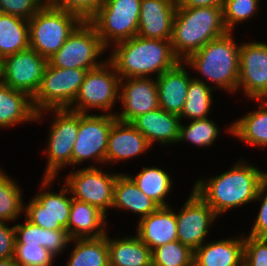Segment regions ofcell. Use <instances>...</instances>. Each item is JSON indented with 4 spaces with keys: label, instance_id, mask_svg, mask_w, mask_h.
Here are the masks:
<instances>
[{
    "label": "cell",
    "instance_id": "cell-1",
    "mask_svg": "<svg viewBox=\"0 0 267 266\" xmlns=\"http://www.w3.org/2000/svg\"><path fill=\"white\" fill-rule=\"evenodd\" d=\"M232 166L218 176L207 180L200 178L194 184L195 192L218 217L232 208L255 201L260 187L267 181V171L241 159Z\"/></svg>",
    "mask_w": 267,
    "mask_h": 266
},
{
    "label": "cell",
    "instance_id": "cell-2",
    "mask_svg": "<svg viewBox=\"0 0 267 266\" xmlns=\"http://www.w3.org/2000/svg\"><path fill=\"white\" fill-rule=\"evenodd\" d=\"M112 46L114 49L108 59L121 79L152 77L150 75L153 73L157 78L180 62L174 54L170 40L135 36Z\"/></svg>",
    "mask_w": 267,
    "mask_h": 266
},
{
    "label": "cell",
    "instance_id": "cell-3",
    "mask_svg": "<svg viewBox=\"0 0 267 266\" xmlns=\"http://www.w3.org/2000/svg\"><path fill=\"white\" fill-rule=\"evenodd\" d=\"M227 32L223 7H177L170 42L174 54L184 61L206 43Z\"/></svg>",
    "mask_w": 267,
    "mask_h": 266
},
{
    "label": "cell",
    "instance_id": "cell-4",
    "mask_svg": "<svg viewBox=\"0 0 267 266\" xmlns=\"http://www.w3.org/2000/svg\"><path fill=\"white\" fill-rule=\"evenodd\" d=\"M232 35L228 31L209 41L183 61L190 69L198 71L202 77L215 84V90L219 88L230 93L237 91L240 51V45L236 44Z\"/></svg>",
    "mask_w": 267,
    "mask_h": 266
},
{
    "label": "cell",
    "instance_id": "cell-5",
    "mask_svg": "<svg viewBox=\"0 0 267 266\" xmlns=\"http://www.w3.org/2000/svg\"><path fill=\"white\" fill-rule=\"evenodd\" d=\"M84 20L70 11L45 5L29 21V47L47 60Z\"/></svg>",
    "mask_w": 267,
    "mask_h": 266
},
{
    "label": "cell",
    "instance_id": "cell-6",
    "mask_svg": "<svg viewBox=\"0 0 267 266\" xmlns=\"http://www.w3.org/2000/svg\"><path fill=\"white\" fill-rule=\"evenodd\" d=\"M141 1L105 0L88 20L107 49L112 43L137 36Z\"/></svg>",
    "mask_w": 267,
    "mask_h": 266
},
{
    "label": "cell",
    "instance_id": "cell-7",
    "mask_svg": "<svg viewBox=\"0 0 267 266\" xmlns=\"http://www.w3.org/2000/svg\"><path fill=\"white\" fill-rule=\"evenodd\" d=\"M48 111L55 114L50 125L49 141L44 150L47 154V165L44 177H58V173L66 165L72 166V152L79 131V112L65 109H48L37 113L36 120L41 123ZM44 113V114H43ZM40 120V121H39Z\"/></svg>",
    "mask_w": 267,
    "mask_h": 266
},
{
    "label": "cell",
    "instance_id": "cell-8",
    "mask_svg": "<svg viewBox=\"0 0 267 266\" xmlns=\"http://www.w3.org/2000/svg\"><path fill=\"white\" fill-rule=\"evenodd\" d=\"M88 70L58 68L47 64L38 91L32 98L37 113L70 108L77 98Z\"/></svg>",
    "mask_w": 267,
    "mask_h": 266
},
{
    "label": "cell",
    "instance_id": "cell-9",
    "mask_svg": "<svg viewBox=\"0 0 267 266\" xmlns=\"http://www.w3.org/2000/svg\"><path fill=\"white\" fill-rule=\"evenodd\" d=\"M120 80L115 66L105 60L100 66L87 71L77 98L69 108L79 113L90 109L110 111L119 100Z\"/></svg>",
    "mask_w": 267,
    "mask_h": 266
},
{
    "label": "cell",
    "instance_id": "cell-10",
    "mask_svg": "<svg viewBox=\"0 0 267 266\" xmlns=\"http://www.w3.org/2000/svg\"><path fill=\"white\" fill-rule=\"evenodd\" d=\"M96 28L83 21L67 38L63 46L48 59L51 66L90 70L100 66L99 56L106 52Z\"/></svg>",
    "mask_w": 267,
    "mask_h": 266
},
{
    "label": "cell",
    "instance_id": "cell-11",
    "mask_svg": "<svg viewBox=\"0 0 267 266\" xmlns=\"http://www.w3.org/2000/svg\"><path fill=\"white\" fill-rule=\"evenodd\" d=\"M56 177H44L41 190L31 198L25 206L23 214L32 224L50 230H67L72 196L68 186L64 183L60 192L45 191Z\"/></svg>",
    "mask_w": 267,
    "mask_h": 266
},
{
    "label": "cell",
    "instance_id": "cell-12",
    "mask_svg": "<svg viewBox=\"0 0 267 266\" xmlns=\"http://www.w3.org/2000/svg\"><path fill=\"white\" fill-rule=\"evenodd\" d=\"M116 114L79 113V131L72 152V166L85 160L105 163L108 148V136L117 120Z\"/></svg>",
    "mask_w": 267,
    "mask_h": 266
},
{
    "label": "cell",
    "instance_id": "cell-13",
    "mask_svg": "<svg viewBox=\"0 0 267 266\" xmlns=\"http://www.w3.org/2000/svg\"><path fill=\"white\" fill-rule=\"evenodd\" d=\"M96 166L72 170L66 176V185L73 198L97 207L105 215L112 208L114 185L120 173H105Z\"/></svg>",
    "mask_w": 267,
    "mask_h": 266
},
{
    "label": "cell",
    "instance_id": "cell-14",
    "mask_svg": "<svg viewBox=\"0 0 267 266\" xmlns=\"http://www.w3.org/2000/svg\"><path fill=\"white\" fill-rule=\"evenodd\" d=\"M48 60L30 47L2 59V82L31 98L39 89Z\"/></svg>",
    "mask_w": 267,
    "mask_h": 266
},
{
    "label": "cell",
    "instance_id": "cell-15",
    "mask_svg": "<svg viewBox=\"0 0 267 266\" xmlns=\"http://www.w3.org/2000/svg\"><path fill=\"white\" fill-rule=\"evenodd\" d=\"M192 190L182 209L176 213V222L178 240L195 251L206 242L208 229L218 216L213 208Z\"/></svg>",
    "mask_w": 267,
    "mask_h": 266
},
{
    "label": "cell",
    "instance_id": "cell-16",
    "mask_svg": "<svg viewBox=\"0 0 267 266\" xmlns=\"http://www.w3.org/2000/svg\"><path fill=\"white\" fill-rule=\"evenodd\" d=\"M242 87V88H241ZM267 88V43L240 44L237 91L256 100Z\"/></svg>",
    "mask_w": 267,
    "mask_h": 266
},
{
    "label": "cell",
    "instance_id": "cell-17",
    "mask_svg": "<svg viewBox=\"0 0 267 266\" xmlns=\"http://www.w3.org/2000/svg\"><path fill=\"white\" fill-rule=\"evenodd\" d=\"M153 79L133 77L120 80L119 101L123 110L116 114L117 120L131 122L137 116L159 108L156 79Z\"/></svg>",
    "mask_w": 267,
    "mask_h": 266
},
{
    "label": "cell",
    "instance_id": "cell-18",
    "mask_svg": "<svg viewBox=\"0 0 267 266\" xmlns=\"http://www.w3.org/2000/svg\"><path fill=\"white\" fill-rule=\"evenodd\" d=\"M177 0H142L137 36L170 40Z\"/></svg>",
    "mask_w": 267,
    "mask_h": 266
},
{
    "label": "cell",
    "instance_id": "cell-19",
    "mask_svg": "<svg viewBox=\"0 0 267 266\" xmlns=\"http://www.w3.org/2000/svg\"><path fill=\"white\" fill-rule=\"evenodd\" d=\"M150 148L147 138L130 122L116 120L109 132L105 163L129 160Z\"/></svg>",
    "mask_w": 267,
    "mask_h": 266
},
{
    "label": "cell",
    "instance_id": "cell-20",
    "mask_svg": "<svg viewBox=\"0 0 267 266\" xmlns=\"http://www.w3.org/2000/svg\"><path fill=\"white\" fill-rule=\"evenodd\" d=\"M137 128L152 146L157 143L174 144L178 142L181 119L177 114L169 113L160 107L141 114L130 122Z\"/></svg>",
    "mask_w": 267,
    "mask_h": 266
},
{
    "label": "cell",
    "instance_id": "cell-21",
    "mask_svg": "<svg viewBox=\"0 0 267 266\" xmlns=\"http://www.w3.org/2000/svg\"><path fill=\"white\" fill-rule=\"evenodd\" d=\"M136 233L151 250L177 241L176 212L169 205L160 206L155 212L139 219Z\"/></svg>",
    "mask_w": 267,
    "mask_h": 266
},
{
    "label": "cell",
    "instance_id": "cell-22",
    "mask_svg": "<svg viewBox=\"0 0 267 266\" xmlns=\"http://www.w3.org/2000/svg\"><path fill=\"white\" fill-rule=\"evenodd\" d=\"M193 266H244V235L202 244L194 251Z\"/></svg>",
    "mask_w": 267,
    "mask_h": 266
},
{
    "label": "cell",
    "instance_id": "cell-23",
    "mask_svg": "<svg viewBox=\"0 0 267 266\" xmlns=\"http://www.w3.org/2000/svg\"><path fill=\"white\" fill-rule=\"evenodd\" d=\"M180 61L175 67L164 71L156 78L159 107L165 111L180 115L186 102L190 74Z\"/></svg>",
    "mask_w": 267,
    "mask_h": 266
},
{
    "label": "cell",
    "instance_id": "cell-24",
    "mask_svg": "<svg viewBox=\"0 0 267 266\" xmlns=\"http://www.w3.org/2000/svg\"><path fill=\"white\" fill-rule=\"evenodd\" d=\"M106 217L97 207L72 197L67 233L71 239L103 237L108 232Z\"/></svg>",
    "mask_w": 267,
    "mask_h": 266
},
{
    "label": "cell",
    "instance_id": "cell-25",
    "mask_svg": "<svg viewBox=\"0 0 267 266\" xmlns=\"http://www.w3.org/2000/svg\"><path fill=\"white\" fill-rule=\"evenodd\" d=\"M36 116L37 112L29 95L0 83V128L35 121Z\"/></svg>",
    "mask_w": 267,
    "mask_h": 266
},
{
    "label": "cell",
    "instance_id": "cell-26",
    "mask_svg": "<svg viewBox=\"0 0 267 266\" xmlns=\"http://www.w3.org/2000/svg\"><path fill=\"white\" fill-rule=\"evenodd\" d=\"M160 206L146 194L141 192L135 182L127 174H119L114 185L112 208L129 210L146 217Z\"/></svg>",
    "mask_w": 267,
    "mask_h": 266
},
{
    "label": "cell",
    "instance_id": "cell-27",
    "mask_svg": "<svg viewBox=\"0 0 267 266\" xmlns=\"http://www.w3.org/2000/svg\"><path fill=\"white\" fill-rule=\"evenodd\" d=\"M109 266H152V250L136 236L110 238L107 235Z\"/></svg>",
    "mask_w": 267,
    "mask_h": 266
},
{
    "label": "cell",
    "instance_id": "cell-28",
    "mask_svg": "<svg viewBox=\"0 0 267 266\" xmlns=\"http://www.w3.org/2000/svg\"><path fill=\"white\" fill-rule=\"evenodd\" d=\"M16 243L39 245L57 257L68 246L71 238L67 230H50L32 224L25 218V224H15Z\"/></svg>",
    "mask_w": 267,
    "mask_h": 266
},
{
    "label": "cell",
    "instance_id": "cell-29",
    "mask_svg": "<svg viewBox=\"0 0 267 266\" xmlns=\"http://www.w3.org/2000/svg\"><path fill=\"white\" fill-rule=\"evenodd\" d=\"M29 48L28 20L0 13V59Z\"/></svg>",
    "mask_w": 267,
    "mask_h": 266
},
{
    "label": "cell",
    "instance_id": "cell-30",
    "mask_svg": "<svg viewBox=\"0 0 267 266\" xmlns=\"http://www.w3.org/2000/svg\"><path fill=\"white\" fill-rule=\"evenodd\" d=\"M259 109L241 117L229 125L227 131L245 144L267 147V105L259 104Z\"/></svg>",
    "mask_w": 267,
    "mask_h": 266
},
{
    "label": "cell",
    "instance_id": "cell-31",
    "mask_svg": "<svg viewBox=\"0 0 267 266\" xmlns=\"http://www.w3.org/2000/svg\"><path fill=\"white\" fill-rule=\"evenodd\" d=\"M75 242L66 266H109L107 233L99 238L71 239Z\"/></svg>",
    "mask_w": 267,
    "mask_h": 266
},
{
    "label": "cell",
    "instance_id": "cell-32",
    "mask_svg": "<svg viewBox=\"0 0 267 266\" xmlns=\"http://www.w3.org/2000/svg\"><path fill=\"white\" fill-rule=\"evenodd\" d=\"M128 176L135 182L139 190L153 199L159 206H168L165 201L172 188V179L167 171L159 167H143L136 175Z\"/></svg>",
    "mask_w": 267,
    "mask_h": 266
},
{
    "label": "cell",
    "instance_id": "cell-33",
    "mask_svg": "<svg viewBox=\"0 0 267 266\" xmlns=\"http://www.w3.org/2000/svg\"><path fill=\"white\" fill-rule=\"evenodd\" d=\"M212 91H214L213 85L209 86L200 77H193L189 83L186 102L179 115L180 119L199 120L207 118L213 105Z\"/></svg>",
    "mask_w": 267,
    "mask_h": 266
},
{
    "label": "cell",
    "instance_id": "cell-34",
    "mask_svg": "<svg viewBox=\"0 0 267 266\" xmlns=\"http://www.w3.org/2000/svg\"><path fill=\"white\" fill-rule=\"evenodd\" d=\"M21 188L15 180L0 169V221L11 222L18 219L25 209Z\"/></svg>",
    "mask_w": 267,
    "mask_h": 266
},
{
    "label": "cell",
    "instance_id": "cell-35",
    "mask_svg": "<svg viewBox=\"0 0 267 266\" xmlns=\"http://www.w3.org/2000/svg\"><path fill=\"white\" fill-rule=\"evenodd\" d=\"M219 136V128L213 120L209 118L192 120L188 125L180 124L179 139L177 143L183 141L194 144L198 147H207Z\"/></svg>",
    "mask_w": 267,
    "mask_h": 266
},
{
    "label": "cell",
    "instance_id": "cell-36",
    "mask_svg": "<svg viewBox=\"0 0 267 266\" xmlns=\"http://www.w3.org/2000/svg\"><path fill=\"white\" fill-rule=\"evenodd\" d=\"M194 251L179 240L152 250V266H193Z\"/></svg>",
    "mask_w": 267,
    "mask_h": 266
},
{
    "label": "cell",
    "instance_id": "cell-37",
    "mask_svg": "<svg viewBox=\"0 0 267 266\" xmlns=\"http://www.w3.org/2000/svg\"><path fill=\"white\" fill-rule=\"evenodd\" d=\"M259 0H225L223 21L228 31L232 32L237 23L246 22L258 13Z\"/></svg>",
    "mask_w": 267,
    "mask_h": 266
},
{
    "label": "cell",
    "instance_id": "cell-38",
    "mask_svg": "<svg viewBox=\"0 0 267 266\" xmlns=\"http://www.w3.org/2000/svg\"><path fill=\"white\" fill-rule=\"evenodd\" d=\"M55 256L39 245L15 244L14 262L30 266H52Z\"/></svg>",
    "mask_w": 267,
    "mask_h": 266
},
{
    "label": "cell",
    "instance_id": "cell-39",
    "mask_svg": "<svg viewBox=\"0 0 267 266\" xmlns=\"http://www.w3.org/2000/svg\"><path fill=\"white\" fill-rule=\"evenodd\" d=\"M105 0H46V5L70 11L88 21L102 6Z\"/></svg>",
    "mask_w": 267,
    "mask_h": 266
},
{
    "label": "cell",
    "instance_id": "cell-40",
    "mask_svg": "<svg viewBox=\"0 0 267 266\" xmlns=\"http://www.w3.org/2000/svg\"><path fill=\"white\" fill-rule=\"evenodd\" d=\"M46 5V0H0V13L30 20Z\"/></svg>",
    "mask_w": 267,
    "mask_h": 266
},
{
    "label": "cell",
    "instance_id": "cell-41",
    "mask_svg": "<svg viewBox=\"0 0 267 266\" xmlns=\"http://www.w3.org/2000/svg\"><path fill=\"white\" fill-rule=\"evenodd\" d=\"M244 266H267V238L244 236Z\"/></svg>",
    "mask_w": 267,
    "mask_h": 266
},
{
    "label": "cell",
    "instance_id": "cell-42",
    "mask_svg": "<svg viewBox=\"0 0 267 266\" xmlns=\"http://www.w3.org/2000/svg\"><path fill=\"white\" fill-rule=\"evenodd\" d=\"M261 201L259 213L248 235L257 238L267 237V181L260 187L255 201Z\"/></svg>",
    "mask_w": 267,
    "mask_h": 266
},
{
    "label": "cell",
    "instance_id": "cell-43",
    "mask_svg": "<svg viewBox=\"0 0 267 266\" xmlns=\"http://www.w3.org/2000/svg\"><path fill=\"white\" fill-rule=\"evenodd\" d=\"M15 243V227H8L6 222L0 221V259L13 258Z\"/></svg>",
    "mask_w": 267,
    "mask_h": 266
},
{
    "label": "cell",
    "instance_id": "cell-44",
    "mask_svg": "<svg viewBox=\"0 0 267 266\" xmlns=\"http://www.w3.org/2000/svg\"><path fill=\"white\" fill-rule=\"evenodd\" d=\"M177 7H223L225 0H177Z\"/></svg>",
    "mask_w": 267,
    "mask_h": 266
},
{
    "label": "cell",
    "instance_id": "cell-45",
    "mask_svg": "<svg viewBox=\"0 0 267 266\" xmlns=\"http://www.w3.org/2000/svg\"><path fill=\"white\" fill-rule=\"evenodd\" d=\"M0 266H16L13 258L0 259Z\"/></svg>",
    "mask_w": 267,
    "mask_h": 266
},
{
    "label": "cell",
    "instance_id": "cell-46",
    "mask_svg": "<svg viewBox=\"0 0 267 266\" xmlns=\"http://www.w3.org/2000/svg\"><path fill=\"white\" fill-rule=\"evenodd\" d=\"M256 100L260 101L261 104L267 105V88Z\"/></svg>",
    "mask_w": 267,
    "mask_h": 266
},
{
    "label": "cell",
    "instance_id": "cell-47",
    "mask_svg": "<svg viewBox=\"0 0 267 266\" xmlns=\"http://www.w3.org/2000/svg\"><path fill=\"white\" fill-rule=\"evenodd\" d=\"M2 82V59H0V83Z\"/></svg>",
    "mask_w": 267,
    "mask_h": 266
},
{
    "label": "cell",
    "instance_id": "cell-48",
    "mask_svg": "<svg viewBox=\"0 0 267 266\" xmlns=\"http://www.w3.org/2000/svg\"><path fill=\"white\" fill-rule=\"evenodd\" d=\"M16 266H30V265L16 264Z\"/></svg>",
    "mask_w": 267,
    "mask_h": 266
}]
</instances>
